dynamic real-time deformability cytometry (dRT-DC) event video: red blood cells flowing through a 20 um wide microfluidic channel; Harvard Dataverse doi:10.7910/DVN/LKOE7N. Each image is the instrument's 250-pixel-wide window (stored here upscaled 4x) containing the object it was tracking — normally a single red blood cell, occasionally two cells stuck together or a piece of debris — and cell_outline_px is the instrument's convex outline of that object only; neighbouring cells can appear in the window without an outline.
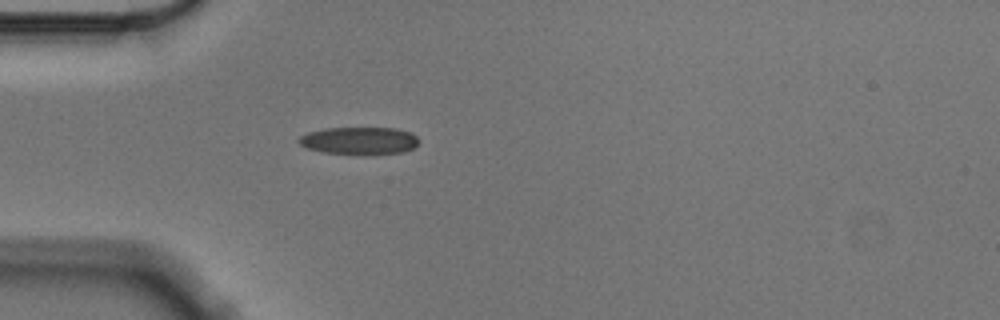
{"species": "Egyptian fruit bat (a non-hibernating species)", "species_latin": "Rousettus aegyptiacus", "temperature_condition": "cold", "stored_images_in_passage": 41, "camera_frame_rate_fps": 3000, "um_per_image_px": 0.085, "animal": {"sex": "male"}, "frame": {"image": 1, "passage_image": 1, "time_ms": 0.0, "image_size_px": [1000, 320], "cell_outline_px": [[420, 140], [412, 148], [404, 152], [364, 156], [320, 152], [308, 148], [300, 144], [296, 140], [300, 136], [308, 132], [328, 128], [396, 128], [412, 132]], "centroid_in_image_um": [30.55, 11.98], "position_along_channel_um": 54.5, "area_um2": 19.71}}
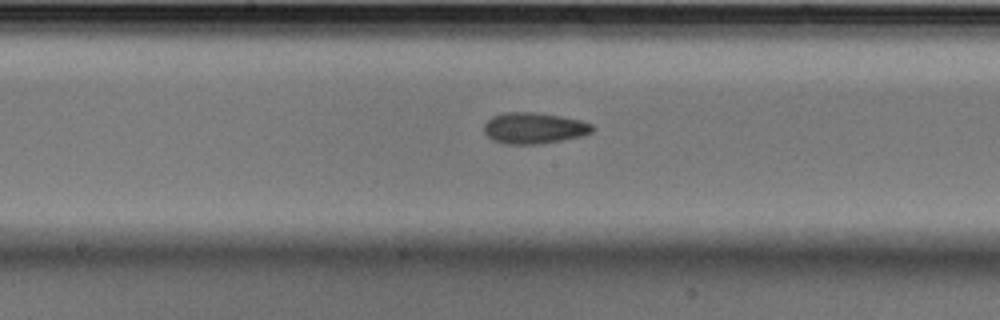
{"frame": {"image": 2, "passage_image": 14, "time_ms": 4.333, "image_size_px": [1000, 320], "cell_outline_px": [[592, 132], [584, 136], [540, 144], [500, 144], [492, 140], [484, 132], [484, 124], [492, 116], [504, 112], [532, 112], [560, 116], [580, 120], [592, 124]], "centroid_in_image_um": [45.36, 10.9], "position_along_channel_um": 202.8, "area_um2": 19.77}}
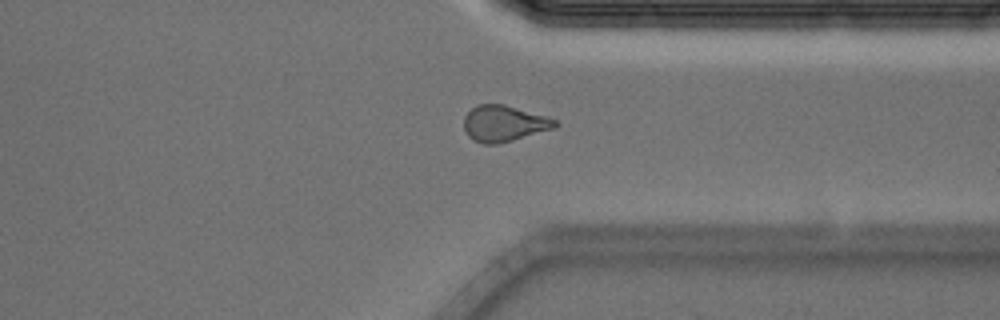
{"frame": {"image": 3, "passage_image": 28, "time_ms": 9.0, "image_size_px": [1000, 320], "cell_outline_px": [[560, 124], [556, 128], [512, 140], [496, 144], [484, 144], [472, 140], [468, 136], [464, 128], [464, 116], [476, 104], [504, 104], [548, 116], [556, 120]], "centroid_in_image_um": [42.86, 10.49], "position_along_channel_um": 368.5, "area_um2": 19.36}, "authors_computed_cell_mechanics": {"area_um2": 18.8428, "velocity_mm_per_s": 3.5657, "shape_relaxation_time_tau1_ms": 7.1857, "shape_relaxation_time_tau2_ms": 2.7252, "deformation_change_tau1": 0.159, "deformation_change_tau2": 0.0905}}